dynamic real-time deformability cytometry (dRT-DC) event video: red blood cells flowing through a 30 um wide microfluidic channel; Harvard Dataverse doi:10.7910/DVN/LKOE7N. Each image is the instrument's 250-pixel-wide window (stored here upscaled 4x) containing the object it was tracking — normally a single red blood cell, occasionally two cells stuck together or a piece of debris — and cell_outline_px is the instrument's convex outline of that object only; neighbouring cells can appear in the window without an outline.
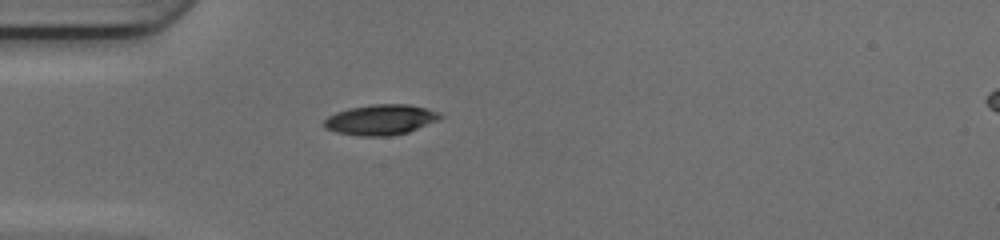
{"species": "common noctule bat (a hibernating species)", "species_latin": "Nyctalus noctula", "temperature_condition": "cold", "stored_images_in_passage": 36, "camera_frame_rate_fps": 3000, "um_per_image_px": 0.085, "animal": {"sex": "female", "body_mass_g": 17.0, "forearm_length_mm": 48.0}, "frame": {"image": 1, "passage_image": 1, "time_ms": 0.0, "image_size_px": [1000, 240], "cell_outline_px": [[444, 116], [440, 120], [408, 132], [388, 136], [360, 136], [336, 132], [324, 128], [324, 120], [328, 116], [336, 112], [348, 108], [372, 104], [408, 104], [440, 112]], "centroid_in_image_um": [32.37, 10.17], "position_along_channel_um": 52.6, "area_um2": 20.69}}
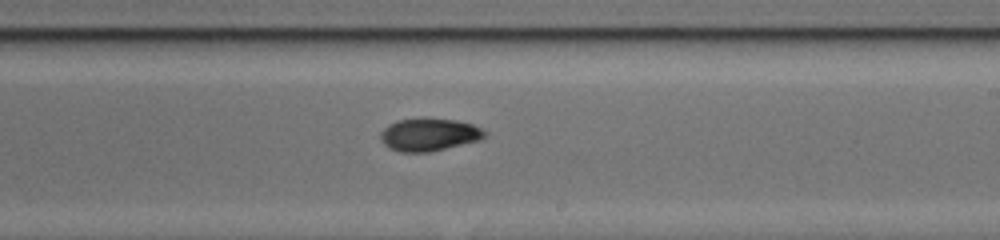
{"frame": {"image": 2, "passage_image": 16, "time_ms": 5.0, "image_size_px": [1000, 240], "cell_outline_px": [[488, 136], [480, 140], [428, 152], [400, 152], [388, 148], [380, 140], [380, 132], [388, 124], [396, 120], [456, 120], [472, 124], [488, 132]], "centroid_in_image_um": [36.47, 11.47], "position_along_channel_um": 252.5, "area_um2": 19.54}}
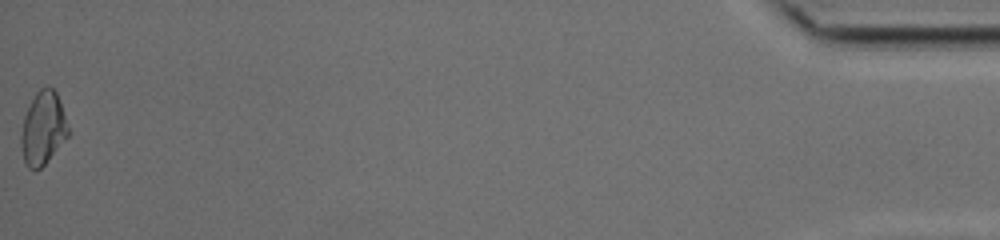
{"frame": {"image": 3, "passage_image": 36, "time_ms": 11.667, "image_size_px": [1000, 240], "cell_outline_px": [[68, 136], [44, 164], [36, 172], [28, 168], [24, 160], [20, 148], [20, 136], [24, 116], [36, 92], [40, 88], [48, 84], [56, 92], [68, 128]], "centroid_in_image_um": [3.62, 10.92], "position_along_channel_um": 431.6, "area_um2": 19.88}, "authors_computed_cell_mechanics": {"area_um2": 19.8832, "velocity_mm_per_s": 4.2004, "shape_relaxation_time_tau1_ms": 5.1323, "shape_relaxation_time_tau2_ms": 8.8033, "deformation_change_tau1": 0.16, "deformation_change_tau2": 0.1129}}